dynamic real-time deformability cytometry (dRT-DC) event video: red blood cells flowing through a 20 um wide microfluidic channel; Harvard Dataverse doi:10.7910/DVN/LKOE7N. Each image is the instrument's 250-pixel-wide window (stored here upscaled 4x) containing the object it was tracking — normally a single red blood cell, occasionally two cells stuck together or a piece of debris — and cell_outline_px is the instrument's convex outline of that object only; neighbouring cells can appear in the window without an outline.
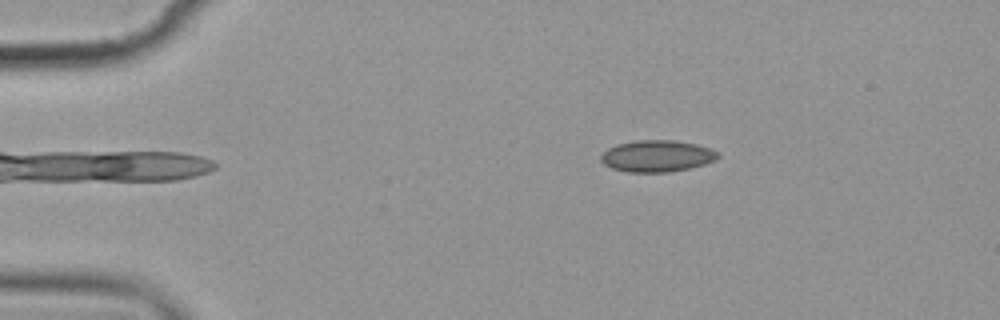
{"species": "common noctule bat (a hibernating species)", "species_latin": "Nyctalus noctula", "temperature_condition": "cold", "stored_images_in_passage": 4, "camera_frame_rate_fps": 3000, "um_per_image_px": 0.085, "animal": {"sex": "female", "body_mass_g": 19.9}, "frame": {"image": 1, "passage_image": 2, "time_ms": 1.333, "image_size_px": [1000, 320], "cell_outline_px": [[720, 156], [716, 160], [704, 164], [688, 168], [668, 172], [628, 172], [612, 168], [604, 164], [600, 160], [600, 156], [608, 148], [616, 144], [636, 140], [672, 140], [696, 144], [708, 148], [716, 152]], "centroid_in_image_um": [55.81, 13.26], "position_along_channel_um": 29.2, "area_um2": 21.44}}